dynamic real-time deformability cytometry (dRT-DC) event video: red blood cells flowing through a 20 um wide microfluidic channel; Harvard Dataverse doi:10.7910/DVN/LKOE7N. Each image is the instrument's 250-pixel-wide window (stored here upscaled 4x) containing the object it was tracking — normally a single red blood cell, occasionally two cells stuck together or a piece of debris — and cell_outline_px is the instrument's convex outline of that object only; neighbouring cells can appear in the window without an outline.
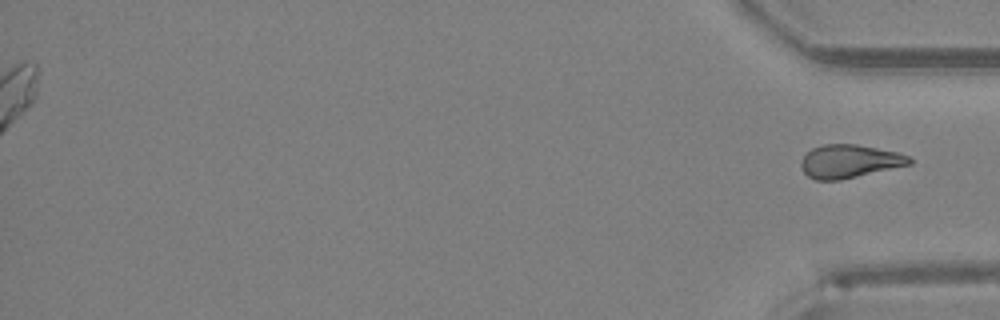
{"species": "Egyptian fruit bat (a non-hibernating species)", "species_latin": "Rousettus aegyptiacus", "temperature_condition": "room temperature", "stored_images_in_passage": 33, "segment_of_instrument_passage": [2, 2], "camera_frame_rate_fps": 3000, "um_per_image_px": 0.085, "animal": {"sex": "female"}, "frame": {"image": 1, "passage_image": 33, "time_ms": 10.667, "image_size_px": [1000, 320], "cell_outline_px": [[912, 164], [840, 180], [816, 180], [808, 176], [804, 172], [800, 164], [800, 160], [812, 148], [824, 144], [856, 144], [896, 152], [912, 156]], "centroid_in_image_um": [72.21, 13.71], "position_along_channel_um": 363.0, "area_um2": 20.98}}